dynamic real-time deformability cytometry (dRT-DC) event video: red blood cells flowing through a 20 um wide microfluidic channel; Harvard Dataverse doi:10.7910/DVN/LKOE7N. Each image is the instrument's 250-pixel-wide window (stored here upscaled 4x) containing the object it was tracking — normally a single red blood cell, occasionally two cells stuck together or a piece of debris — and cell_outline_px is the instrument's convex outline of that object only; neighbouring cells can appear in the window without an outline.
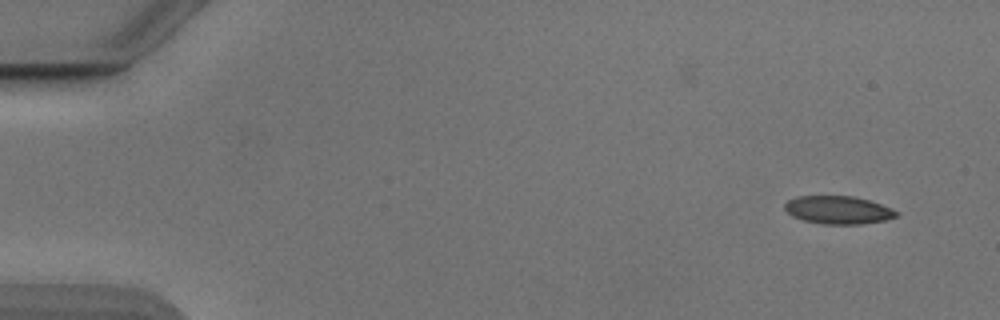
{"species": "Egyptian fruit bat (a non-hibernating species)", "species_latin": "Rousettus aegyptiacus", "temperature_condition": "cold", "stored_images_in_passage": 8, "camera_frame_rate_fps": 3000, "um_per_image_px": 0.085, "animal": {"sex": "male"}, "frame": {"image": 1, "passage_image": 1, "time_ms": 0.0, "image_size_px": [1000, 320], "cell_outline_px": [[900, 216], [884, 220], [860, 224], [824, 224], [804, 220], [792, 216], [784, 208], [784, 204], [788, 200], [796, 196], [852, 196], [868, 200], [892, 208], [900, 212]], "centroid_in_image_um": [71.26, 17.84], "position_along_channel_um": 13.7, "area_um2": 18.21}}